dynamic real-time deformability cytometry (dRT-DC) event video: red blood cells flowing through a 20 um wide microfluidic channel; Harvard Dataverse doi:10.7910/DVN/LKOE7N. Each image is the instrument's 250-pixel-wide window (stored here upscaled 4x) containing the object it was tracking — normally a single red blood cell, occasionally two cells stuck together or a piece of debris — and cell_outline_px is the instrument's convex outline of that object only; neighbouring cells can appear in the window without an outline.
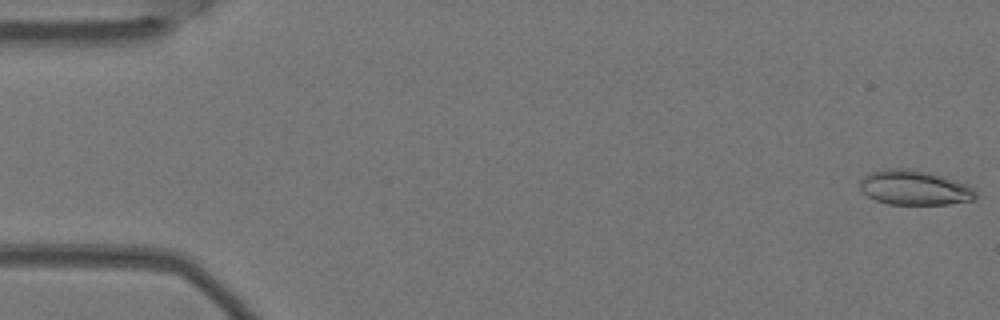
{"species": "Egyptian fruit bat (a non-hibernating species)", "species_latin": "Rousettus aegyptiacus", "temperature_condition": "warm", "stored_images_in_passage": 5, "camera_frame_rate_fps": 3000, "um_per_image_px": 0.085, "animal": {"sex": "female"}, "frame": {"image": 1, "passage_image": 1, "time_ms": 0.0, "image_size_px": [1000, 320], "cell_outline_px": [[976, 196], [972, 200], [948, 204], [888, 204], [876, 200], [860, 192], [860, 180], [868, 172], [888, 168], [908, 168], [928, 172], [956, 180], [968, 184], [976, 192]], "centroid_in_image_um": [77.69, 15.94], "position_along_channel_um": 7.3, "area_um2": 23.52}}
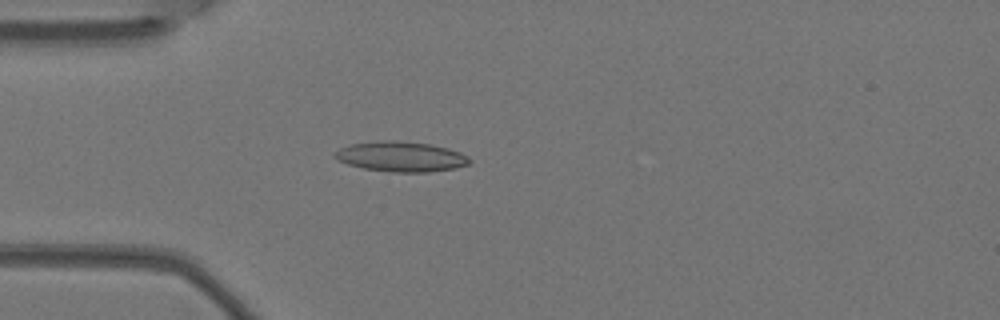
{"frame": {"image": 2, "passage_image": 5, "time_ms": 1.333, "image_size_px": [1000, 320], "cell_outline_px": [[472, 160], [468, 164], [456, 168], [428, 172], [388, 172], [364, 168], [348, 164], [336, 160], [332, 156], [340, 148], [352, 144], [380, 140], [392, 140], [432, 144], [448, 148], [460, 152], [468, 156]], "centroid_in_image_um": [34.09, 13.31], "position_along_channel_um": 50.9, "area_um2": 23.76}}